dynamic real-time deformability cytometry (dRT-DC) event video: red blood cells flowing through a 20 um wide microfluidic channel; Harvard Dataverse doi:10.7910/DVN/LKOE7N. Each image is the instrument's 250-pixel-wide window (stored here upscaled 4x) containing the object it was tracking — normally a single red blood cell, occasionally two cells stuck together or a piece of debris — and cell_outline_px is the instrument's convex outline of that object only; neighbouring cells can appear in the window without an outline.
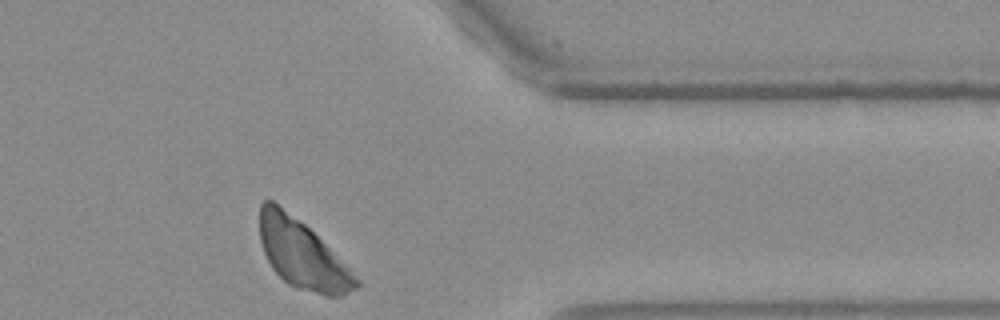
{"species": "Egyptian fruit bat (a non-hibernating species)", "species_latin": "Rousettus aegyptiacus", "temperature_condition": "warm", "stored_images_in_passage": 34, "camera_frame_rate_fps": 3000, "um_per_image_px": 0.085, "frame": {"image": 1, "passage_image": 34, "time_ms": 11.0, "image_size_px": [1000, 320], "cell_outline_px": [[360, 284], [356, 288], [344, 296], [324, 296], [296, 288], [288, 284], [272, 268], [264, 252], [260, 240], [260, 204], [264, 200], [272, 200], [304, 224], [360, 280]], "centroid_in_image_um": [25.66, 21.65], "position_along_channel_um": 385.7, "area_um2": 37.63}}